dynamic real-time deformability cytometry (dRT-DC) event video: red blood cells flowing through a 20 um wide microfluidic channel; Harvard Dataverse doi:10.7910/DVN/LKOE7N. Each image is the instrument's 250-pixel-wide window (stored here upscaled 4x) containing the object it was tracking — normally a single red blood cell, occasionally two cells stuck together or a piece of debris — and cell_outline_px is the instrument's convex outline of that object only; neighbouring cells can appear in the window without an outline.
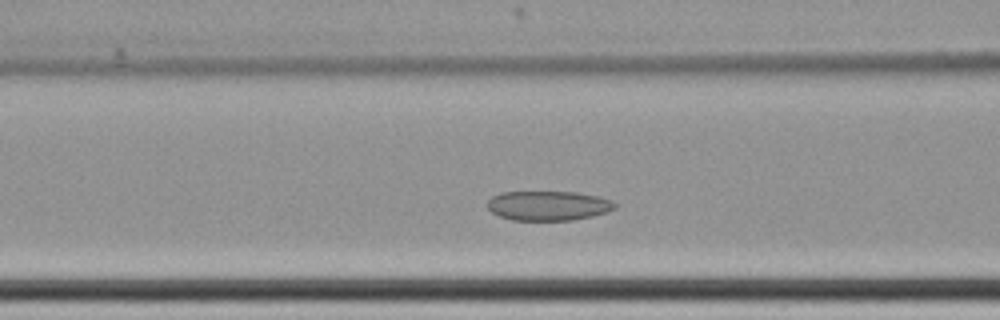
{"species": "common noctule bat (a hibernating species)", "species_latin": "Nyctalus noctula", "temperature_condition": "cold", "stored_images_in_passage": 54, "camera_frame_rate_fps": 3000, "um_per_image_px": 0.085, "animal": {"sex": "female", "body_mass_g": 22.7, "forearm_length_mm": 54.2}, "frame": {"image": 1, "passage_image": 22, "time_ms": 7.0, "image_size_px": [1000, 320], "cell_outline_px": [[616, 208], [608, 212], [592, 216], [572, 220], [512, 220], [500, 216], [492, 212], [488, 208], [488, 200], [492, 196], [500, 192], [576, 192], [596, 196], [612, 200], [616, 204]], "centroid_in_image_um": [46.61, 17.48], "position_along_channel_um": 120.0, "area_um2": 21.96}}
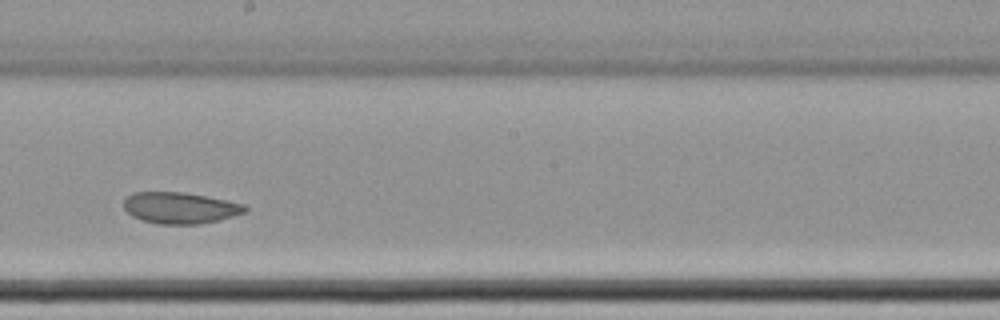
{"frame": {"image": 2, "passage_image": 32, "time_ms": 10.333, "image_size_px": [1000, 320], "cell_outline_px": [[248, 208], [244, 212], [232, 216], [200, 224], [160, 224], [144, 220], [132, 216], [124, 208], [124, 200], [132, 192], [184, 192], [228, 200], [244, 204]], "centroid_in_image_um": [15.3, 17.66], "position_along_channel_um": 232.9, "area_um2": 21.96}}
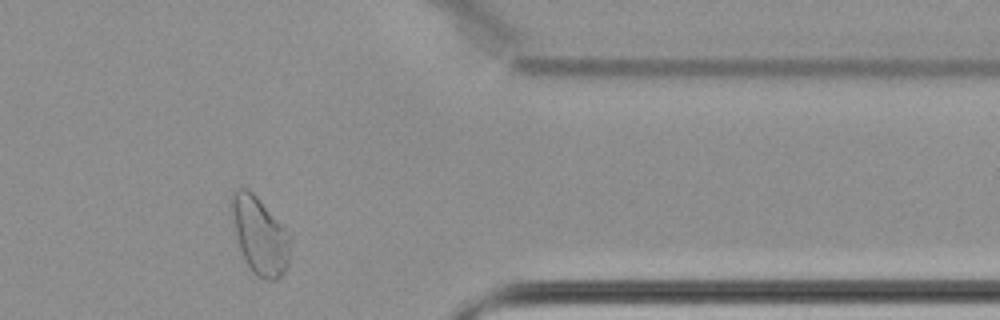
{"frame": {"image": 3, "passage_image": 47, "time_ms": 15.333, "image_size_px": [1000, 320], "cell_outline_px": [[292, 236], [288, 268], [276, 280], [268, 280], [256, 276], [252, 272], [244, 260], [228, 212], [228, 204], [232, 192], [236, 188], [244, 188], [252, 192], [260, 200]], "centroid_in_image_um": [22.05, 20.01], "position_along_channel_um": 389.4, "area_um2": 27.11}, "authors_computed_cell_mechanics": {"area_um2": 24.7095, "velocity_mm_per_s": 3.3921, "shape_relaxation_time_tau1_ms": null, "shape_relaxation_time_tau2_ms": 1.5942, "deformation_change_tau1": null, "deformation_change_tau2": 0.0557}}